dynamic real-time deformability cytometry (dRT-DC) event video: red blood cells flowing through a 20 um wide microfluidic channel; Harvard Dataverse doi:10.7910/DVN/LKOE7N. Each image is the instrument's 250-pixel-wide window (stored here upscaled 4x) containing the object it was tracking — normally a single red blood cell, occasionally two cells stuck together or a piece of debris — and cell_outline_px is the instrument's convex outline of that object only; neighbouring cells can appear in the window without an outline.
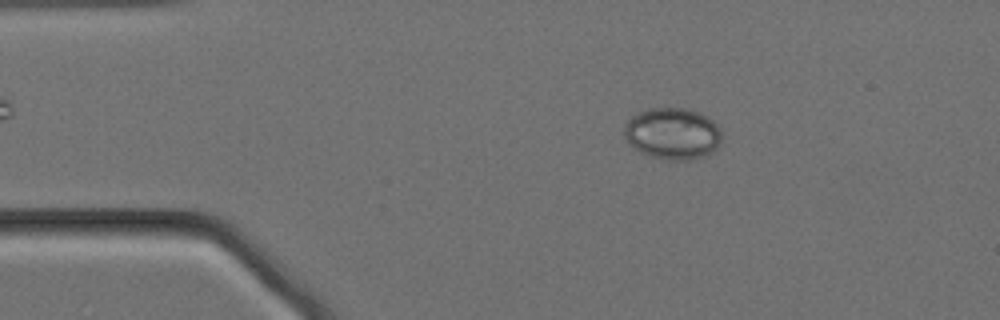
{"species": "Egyptian fruit bat (a non-hibernating species)", "species_latin": "Rousettus aegyptiacus", "temperature_condition": "cold", "stored_images_in_passage": 57, "camera_frame_rate_fps": 3000, "um_per_image_px": 0.085, "animal": {"sex": "female"}, "frame": {"image": 1, "passage_image": 9, "time_ms": 2.667, "image_size_px": [1000, 320], "cell_outline_px": [[720, 140], [716, 148], [712, 152], [704, 156], [692, 160], [664, 160], [640, 152], [628, 144], [624, 136], [624, 124], [636, 112], [648, 108], [688, 108], [708, 116], [720, 128]], "centroid_in_image_um": [57.14, 11.35], "position_along_channel_um": 27.9, "area_um2": 29.65}}
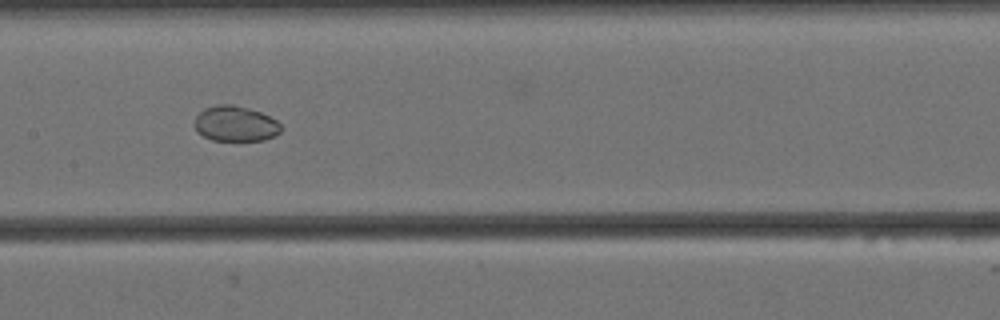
{"frame": {"image": 2, "passage_image": 27, "time_ms": 8.667, "image_size_px": [1000, 320], "cell_outline_px": [[280, 132], [276, 136], [264, 140], [212, 140], [196, 132], [192, 124], [196, 116], [204, 108], [216, 104], [232, 104], [248, 108], [260, 112], [276, 120], [280, 124]], "centroid_in_image_um": [19.96, 10.51], "position_along_channel_um": 187.4, "area_um2": 17.98}}
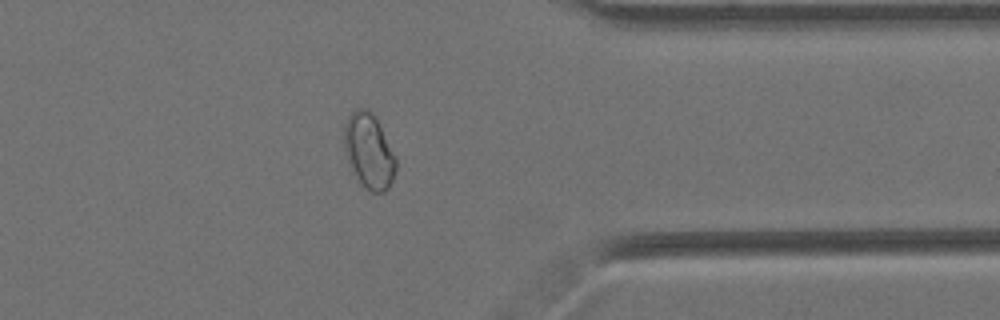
{"frame": {"image": 3, "passage_image": 45, "time_ms": 14.667, "image_size_px": [1000, 320], "cell_outline_px": [[396, 168], [392, 180], [388, 188], [384, 192], [372, 192], [364, 188], [352, 172], [344, 152], [344, 124], [348, 116], [356, 108], [368, 108], [372, 112], [396, 156]], "centroid_in_image_um": [31.34, 12.85], "position_along_channel_um": 380.1, "area_um2": 22.72}, "authors_computed_cell_mechanics": {"area_um2": 23.4668, "velocity_mm_per_s": 3.4174, "shape_relaxation_time_tau1_ms": 1.9269, "shape_relaxation_time_tau2_ms": null, "deformation_change_tau1": null, "deformation_change_tau2": null}}